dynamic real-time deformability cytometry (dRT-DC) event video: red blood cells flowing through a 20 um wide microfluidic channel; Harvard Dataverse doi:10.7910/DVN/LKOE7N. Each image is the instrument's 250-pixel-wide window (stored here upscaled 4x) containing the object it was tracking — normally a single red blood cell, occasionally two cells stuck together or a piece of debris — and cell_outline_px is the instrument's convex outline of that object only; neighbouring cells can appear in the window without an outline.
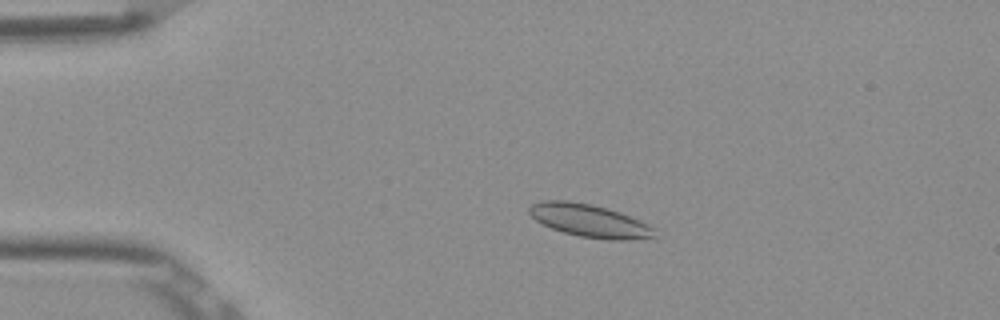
{"species": "Egyptian fruit bat (a non-hibernating species)", "species_latin": "Rousettus aegyptiacus", "temperature_condition": "room temperature", "stored_images_in_passage": 8, "camera_frame_rate_fps": 3000, "um_per_image_px": 0.085, "frame": {"image": 1, "passage_image": 4, "time_ms": 1.0, "image_size_px": [1000, 320], "cell_outline_px": [[656, 236], [632, 240], [608, 240], [580, 236], [564, 232], [552, 228], [536, 220], [528, 212], [528, 208], [532, 204], [544, 200], [568, 200], [592, 204], [640, 220], [656, 228]], "centroid_in_image_um": [50.12, 18.76], "position_along_channel_um": 34.9, "area_um2": 23.81}}
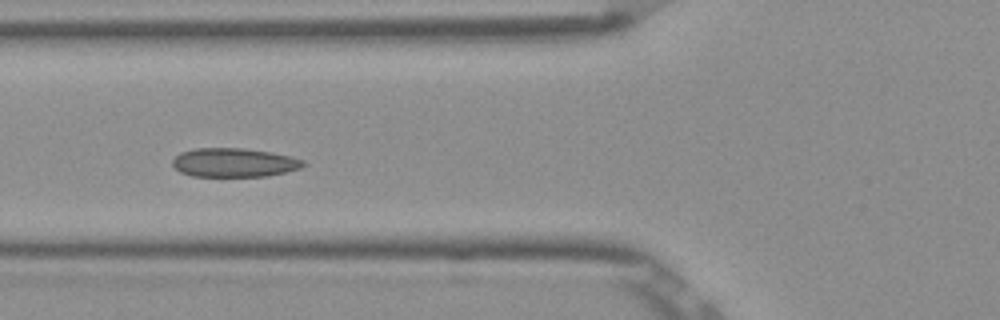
{"frame": {"image": 2, "passage_image": 6, "time_ms": 1.667, "image_size_px": [1000, 320], "cell_outline_px": [[308, 164], [300, 168], [268, 176], [192, 176], [180, 172], [172, 164], [172, 160], [180, 152], [196, 148], [244, 148], [272, 152], [292, 156], [304, 160]], "centroid_in_image_um": [19.92, 13.81], "position_along_channel_um": 105.9, "area_um2": 22.14}}
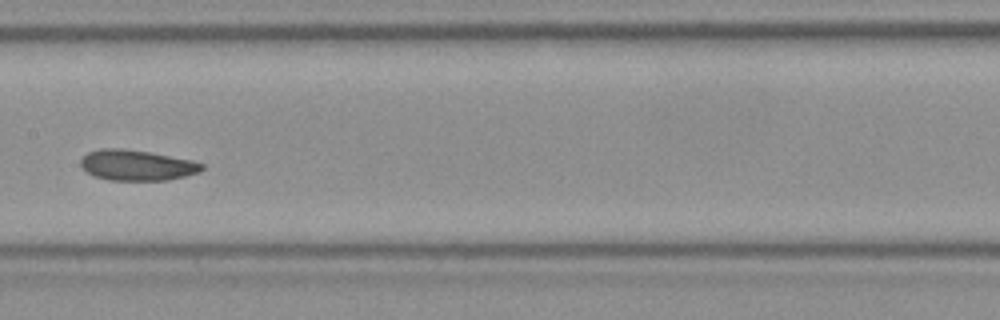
{"frame": {"image": 3, "passage_image": 8, "time_ms": 2.333, "image_size_px": [1000, 320], "cell_outline_px": [[204, 168], [200, 172], [168, 180], [108, 180], [92, 176], [80, 164], [80, 160], [88, 152], [100, 148], [124, 148], [148, 152], [192, 160], [204, 164]], "centroid_in_image_um": [11.62, 14.04], "position_along_channel_um": 195.8, "area_um2": 21.62}}